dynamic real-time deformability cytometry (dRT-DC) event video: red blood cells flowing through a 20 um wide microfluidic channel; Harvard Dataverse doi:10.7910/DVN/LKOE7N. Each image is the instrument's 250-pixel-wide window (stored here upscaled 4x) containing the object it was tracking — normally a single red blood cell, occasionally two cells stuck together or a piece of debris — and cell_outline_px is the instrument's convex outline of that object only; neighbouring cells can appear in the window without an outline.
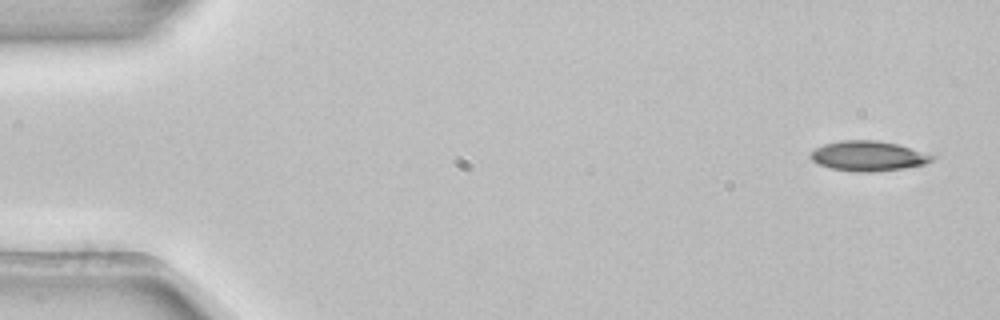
{"species": "common noctule bat (a hibernating species)", "species_latin": "Nyctalus noctula", "temperature_condition": "room temperature", "stored_images_in_passage": 5, "camera_frame_rate_fps": 3000, "um_per_image_px": 0.085, "animal": {"sex": "female", "body_mass_g": 22.7, "forearm_length_mm": 54.2}, "frame": {"image": 1, "passage_image": 1, "time_ms": 0.0, "image_size_px": [1000, 320], "cell_outline_px": [[936, 160], [924, 164], [904, 168], [876, 172], [856, 172], [832, 168], [816, 164], [808, 156], [816, 148], [824, 144], [840, 140], [876, 140], [896, 144], [936, 156]], "centroid_in_image_um": [73.78, 13.27], "position_along_channel_um": 11.2, "area_um2": 21.27}}
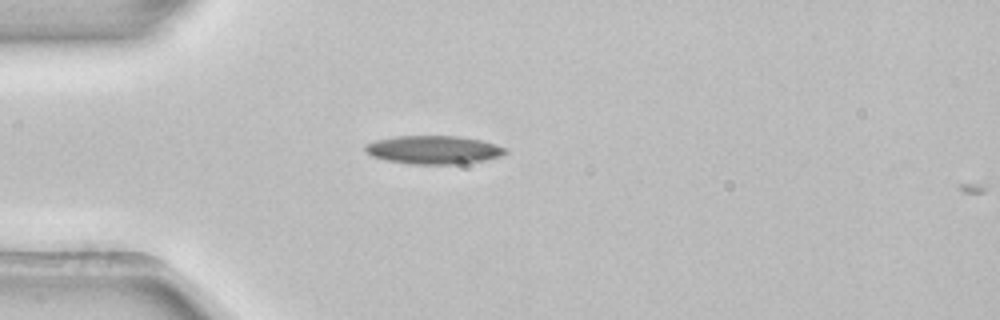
{"frame": {"image": 2, "passage_image": 4, "time_ms": 1.0, "image_size_px": [1000, 320], "cell_outline_px": [[508, 152], [500, 156], [484, 160], [452, 164], [412, 164], [388, 160], [372, 156], [364, 148], [364, 144], [376, 140], [396, 136], [460, 136], [480, 140], [496, 144], [508, 148]], "centroid_in_image_um": [36.87, 12.72], "position_along_channel_um": 48.1, "area_um2": 23.0}}